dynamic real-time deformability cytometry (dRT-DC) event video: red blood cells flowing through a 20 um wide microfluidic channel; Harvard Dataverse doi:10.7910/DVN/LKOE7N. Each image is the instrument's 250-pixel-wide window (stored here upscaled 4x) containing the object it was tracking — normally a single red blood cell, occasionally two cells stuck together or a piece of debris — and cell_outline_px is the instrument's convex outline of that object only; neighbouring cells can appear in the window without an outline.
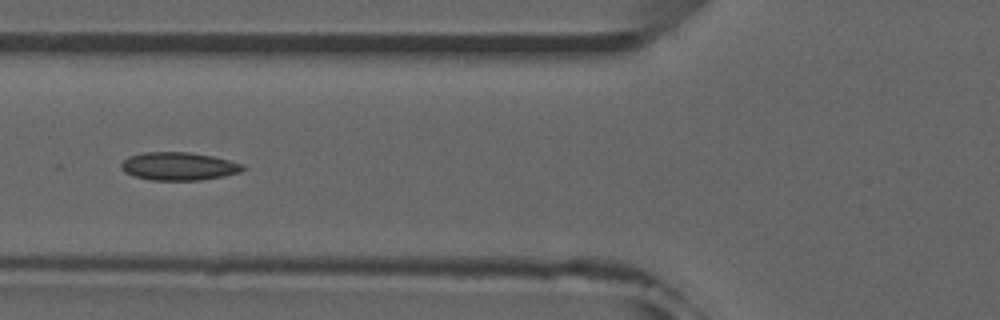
{"species": "common noctule bat (a hibernating species)", "species_latin": "Nyctalus noctula", "temperature_condition": "room temperature", "stored_images_in_passage": 44, "camera_frame_rate_fps": 3000, "um_per_image_px": 0.085, "animal": {"sex": "male", "forearm_length_mm": 52.5}, "frame": {"image": 1, "passage_image": 19, "time_ms": 6.0, "image_size_px": [1000, 320], "cell_outline_px": [[248, 168], [240, 172], [224, 176], [200, 180], [152, 180], [136, 176], [124, 172], [120, 164], [128, 156], [144, 152], [188, 152], [212, 156], [244, 164]], "centroid_in_image_um": [15.22, 14.13], "position_along_channel_um": 110.6, "area_um2": 19.88}, "authors_computed_cell_mechanics": {"area_um2": 19.6809, "velocity_mm_per_s": 3.9598, "shape_relaxation_time_tau1_ms": null, "shape_relaxation_time_tau2_ms": 3.0947, "deformation_change_tau1": null, "deformation_change_tau2": 0.0851}}